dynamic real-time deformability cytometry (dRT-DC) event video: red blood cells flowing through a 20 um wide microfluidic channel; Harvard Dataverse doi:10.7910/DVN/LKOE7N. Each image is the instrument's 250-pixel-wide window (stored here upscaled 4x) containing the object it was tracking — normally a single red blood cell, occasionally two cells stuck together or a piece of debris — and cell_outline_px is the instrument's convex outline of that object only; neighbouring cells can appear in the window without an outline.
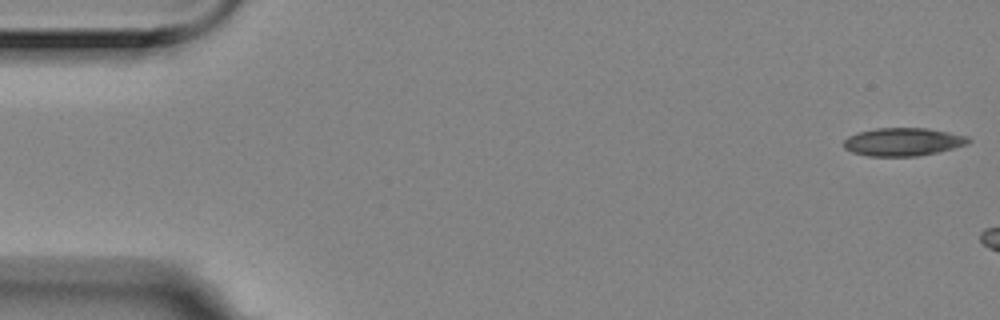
{"species": "Egyptian fruit bat (a non-hibernating species)", "species_latin": "Rousettus aegyptiacus", "temperature_condition": "room temperature", "stored_images_in_passage": 3, "camera_frame_rate_fps": 3000, "um_per_image_px": 0.085, "animal": {"sex": "female"}, "frame": {"image": 1, "passage_image": 1, "time_ms": 0.0, "image_size_px": [1000, 320], "cell_outline_px": [[972, 140], [968, 144], [936, 152], [916, 156], [868, 156], [852, 152], [844, 148], [844, 140], [848, 136], [856, 132], [876, 128], [928, 128], [968, 136]], "centroid_in_image_um": [76.74, 12.05], "position_along_channel_um": 8.3, "area_um2": 20.4}}